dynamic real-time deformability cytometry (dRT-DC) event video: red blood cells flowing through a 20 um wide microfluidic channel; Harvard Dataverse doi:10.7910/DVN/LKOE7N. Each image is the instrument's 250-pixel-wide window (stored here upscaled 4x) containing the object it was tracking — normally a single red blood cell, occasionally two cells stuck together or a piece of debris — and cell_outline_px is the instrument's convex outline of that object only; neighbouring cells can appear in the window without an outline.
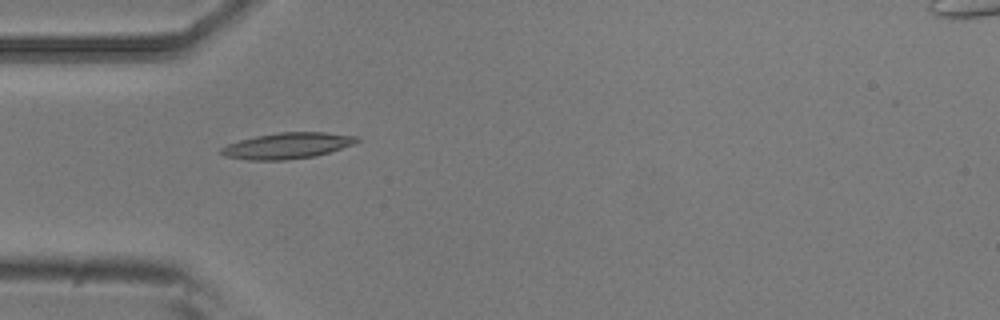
{"species": "common noctule bat (a hibernating species)", "species_latin": "Nyctalus noctula", "temperature_condition": "room temperature", "stored_images_in_passage": 6, "camera_frame_rate_fps": 3000, "um_per_image_px": 0.085, "animal": {"sex": "male", "body_mass_g": 20.5, "forearm_length_mm": 52.5}, "frame": {"image": 1, "passage_image": 5, "time_ms": 1.333, "image_size_px": [1000, 320], "cell_outline_px": [[360, 140], [352, 144], [316, 156], [284, 160], [248, 160], [224, 156], [220, 152], [220, 148], [228, 144], [240, 140], [256, 136], [280, 132], [324, 132], [360, 136]], "centroid_in_image_um": [24.41, 12.38], "position_along_channel_um": 60.6, "area_um2": 20.46}}
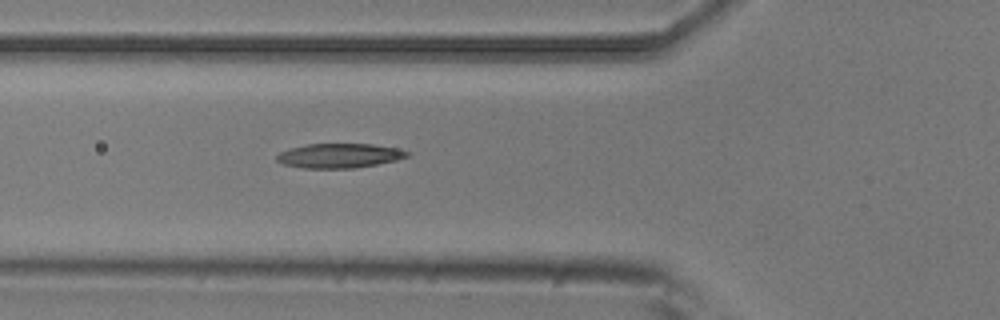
{"frame": {"image": 2, "passage_image": 6, "time_ms": 1.667, "image_size_px": [1000, 320], "cell_outline_px": [[412, 152], [408, 156], [396, 160], [356, 168], [300, 168], [284, 164], [276, 160], [276, 156], [280, 152], [292, 148], [308, 144], [372, 144], [396, 148]], "centroid_in_image_um": [28.85, 13.24], "position_along_channel_um": 96.9, "area_um2": 18.5}}